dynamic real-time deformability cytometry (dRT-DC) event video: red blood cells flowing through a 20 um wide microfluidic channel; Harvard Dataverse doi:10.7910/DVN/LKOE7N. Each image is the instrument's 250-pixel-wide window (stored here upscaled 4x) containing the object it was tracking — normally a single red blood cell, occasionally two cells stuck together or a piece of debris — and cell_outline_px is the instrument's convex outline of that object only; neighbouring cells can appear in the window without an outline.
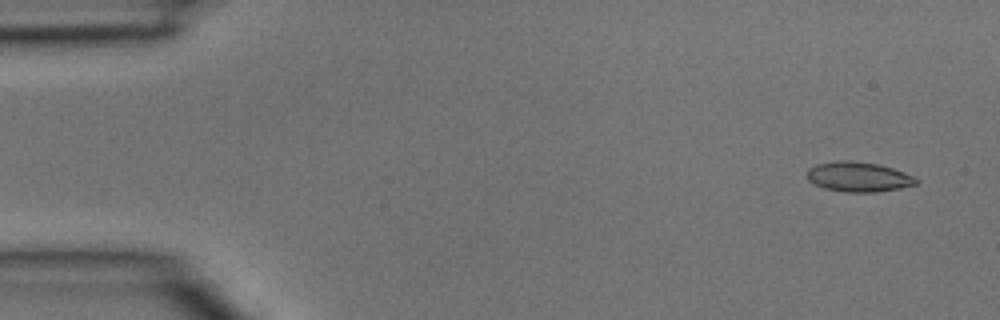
{"species": "common noctule bat (a hibernating species)", "species_latin": "Nyctalus noctula", "temperature_condition": "room temperature", "stored_images_in_passage": 3, "camera_frame_rate_fps": 3000, "um_per_image_px": 0.085, "animal": {"sex": "male", "body_mass_g": 15.6}, "frame": {"image": 1, "passage_image": 1, "time_ms": 0.0, "image_size_px": [1000, 320], "cell_outline_px": [[920, 180], [916, 184], [900, 188], [876, 192], [844, 192], [824, 188], [808, 180], [808, 168], [816, 164], [840, 160], [852, 160], [876, 164], [892, 168], [904, 172]], "centroid_in_image_um": [72.97, 15.03], "position_along_channel_um": 12.0, "area_um2": 18.9}}